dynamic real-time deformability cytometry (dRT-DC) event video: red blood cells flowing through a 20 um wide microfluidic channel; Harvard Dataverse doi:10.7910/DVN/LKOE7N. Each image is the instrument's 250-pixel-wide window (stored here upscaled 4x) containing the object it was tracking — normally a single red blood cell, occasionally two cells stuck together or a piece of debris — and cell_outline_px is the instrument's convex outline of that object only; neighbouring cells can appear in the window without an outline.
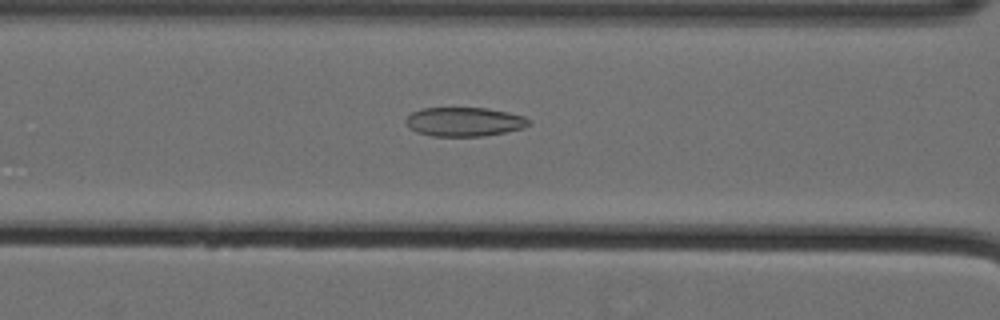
{"species": "Egyptian fruit bat (a non-hibernating species)", "species_latin": "Rousettus aegyptiacus", "temperature_condition": "cold", "stored_images_in_passage": 38, "camera_frame_rate_fps": 3000, "um_per_image_px": 0.085, "animal": {"sex": "female"}, "frame": {"image": 1, "passage_image": 6, "time_ms": 1.667, "image_size_px": [1000, 320], "cell_outline_px": [[532, 120], [524, 128], [484, 136], [432, 136], [416, 132], [408, 128], [404, 120], [412, 112], [424, 108], [488, 108], [508, 112], [524, 116]], "centroid_in_image_um": [39.45, 10.35], "position_along_channel_um": 127.1, "area_um2": 20.92}}
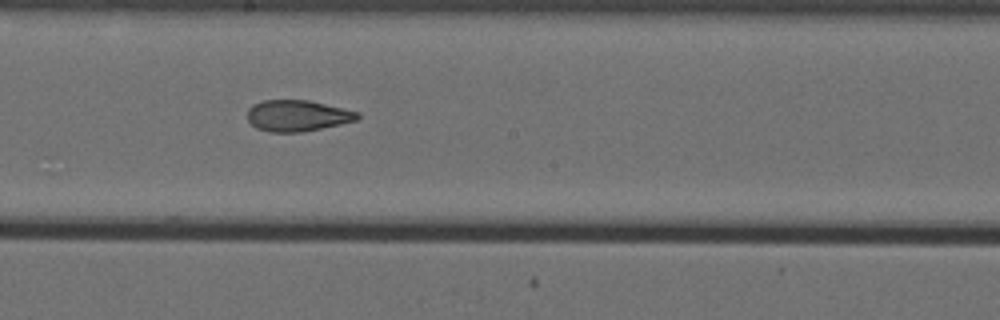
{"frame": {"image": 2, "passage_image": 14, "time_ms": 4.333, "image_size_px": [1000, 320], "cell_outline_px": [[360, 116], [356, 120], [340, 124], [300, 132], [272, 132], [256, 128], [248, 120], [248, 108], [252, 104], [264, 100], [308, 100], [360, 112]], "centroid_in_image_um": [25.26, 9.82], "position_along_channel_um": 222.9, "area_um2": 19.88}}
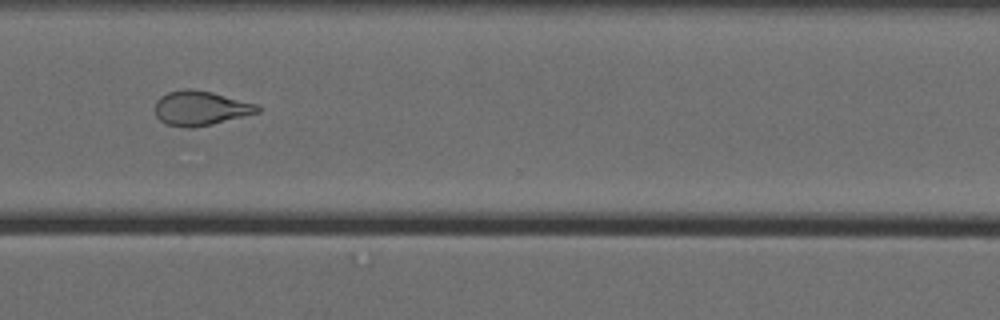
{"frame": {"image": 3, "passage_image": 25, "time_ms": 8.0, "image_size_px": [1000, 320], "cell_outline_px": [[260, 112], [212, 124], [192, 128], [184, 128], [168, 124], [160, 120], [156, 116], [156, 100], [160, 96], [168, 92], [184, 88], [188, 88], [212, 92], [256, 104], [260, 108]], "centroid_in_image_um": [17.02, 9.19], "position_along_channel_um": 353.6, "area_um2": 20.52}, "authors_computed_cell_mechanics": {"area_um2": 20.6346, "velocity_mm_per_s": 3.5799, "shape_relaxation_time_tau1_ms": null, "shape_relaxation_time_tau2_ms": 2.303, "deformation_change_tau1": null, "deformation_change_tau2": 0.0889}}